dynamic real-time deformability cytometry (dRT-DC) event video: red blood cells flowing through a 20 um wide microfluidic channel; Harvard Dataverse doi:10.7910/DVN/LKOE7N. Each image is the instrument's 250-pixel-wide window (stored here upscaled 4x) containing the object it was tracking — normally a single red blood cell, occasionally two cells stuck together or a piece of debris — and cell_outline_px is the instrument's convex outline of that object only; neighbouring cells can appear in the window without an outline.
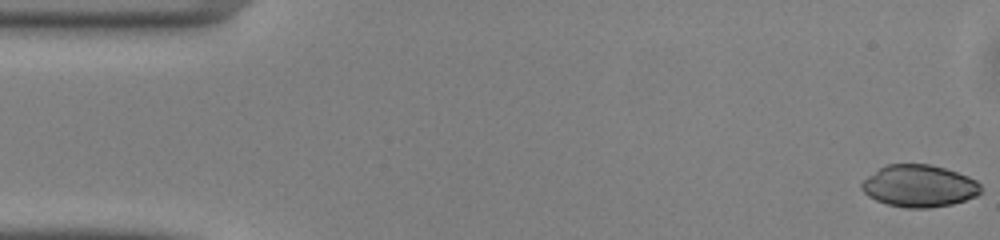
{"species": "common noctule bat (a hibernating species)", "species_latin": "Nyctalus noctula", "temperature_condition": "warm", "stored_images_in_passage": 49, "camera_frame_rate_fps": 3000, "um_per_image_px": 0.085, "animal": {"sex": "male", "body_mass_g": 13.0, "forearm_length_mm": 53.1}, "frame": {"image": 1, "passage_image": 1, "time_ms": 0.0, "image_size_px": [1000, 240], "cell_outline_px": [[980, 192], [976, 196], [952, 204], [928, 208], [904, 208], [888, 204], [876, 200], [868, 196], [860, 188], [860, 184], [868, 176], [880, 168], [888, 164], [932, 164], [968, 176], [976, 180], [980, 184]], "centroid_in_image_um": [78.12, 15.81], "position_along_channel_um": 6.9, "area_um2": 29.13}}